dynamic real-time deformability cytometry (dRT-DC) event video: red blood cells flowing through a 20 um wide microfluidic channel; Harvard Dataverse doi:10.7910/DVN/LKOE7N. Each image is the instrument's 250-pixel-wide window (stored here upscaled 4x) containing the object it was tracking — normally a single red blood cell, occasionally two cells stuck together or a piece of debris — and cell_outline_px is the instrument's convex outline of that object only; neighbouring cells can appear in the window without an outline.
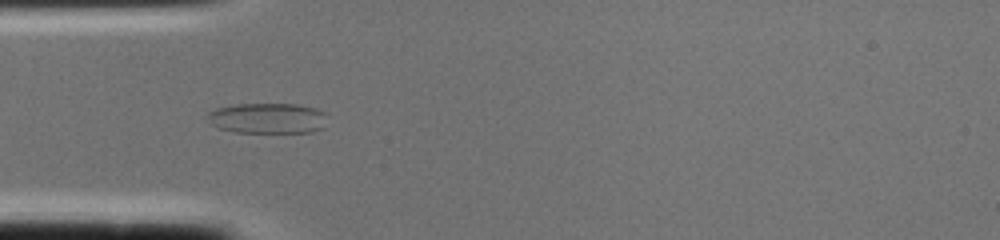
{"species": "common noctule bat (a hibernating species)", "species_latin": "Nyctalus noctula", "temperature_condition": "cold", "stored_images_in_passage": 2, "camera_frame_rate_fps": 3000, "um_per_image_px": 0.085, "animal": {"sex": "female", "body_mass_g": 22.0, "forearm_length_mm": 56.7}, "frame": {"image": 1, "passage_image": 2, "time_ms": 0.333, "image_size_px": [1000, 240], "cell_outline_px": [[324, 128], [312, 132], [236, 132], [220, 128], [212, 124], [204, 116], [208, 112], [216, 108], [236, 104], [296, 104], [316, 108], [324, 112]], "centroid_in_image_um": [22.72, 10.04], "position_along_channel_um": 62.3, "area_um2": 21.27}}